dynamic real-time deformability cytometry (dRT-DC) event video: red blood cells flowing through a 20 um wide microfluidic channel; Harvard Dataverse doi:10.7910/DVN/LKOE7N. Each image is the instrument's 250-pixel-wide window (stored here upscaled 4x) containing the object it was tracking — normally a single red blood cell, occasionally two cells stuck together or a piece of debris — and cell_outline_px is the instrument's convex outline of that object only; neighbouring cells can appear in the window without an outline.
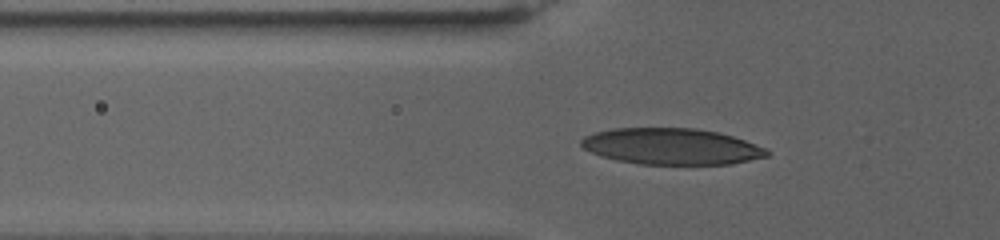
{"species": "human", "species_latin": "Homo sapiens", "temperature_condition": "warm", "stored_images_in_passage": 35, "camera_frame_rate_fps": 3000, "um_per_image_px": 0.085, "donor": {"sex": "female"}, "frame": {"image": 1, "passage_image": 9, "time_ms": 2.667, "image_size_px": [1000, 240], "cell_outline_px": [[772, 152], [768, 156], [732, 164], [640, 164], [616, 160], [600, 156], [584, 148], [580, 144], [580, 140], [584, 136], [596, 132], [612, 128], [696, 128], [716, 132], [732, 136], [744, 140], [764, 148]], "centroid_in_image_um": [57.06, 12.45], "position_along_channel_um": 68.7, "area_um2": 39.19}}
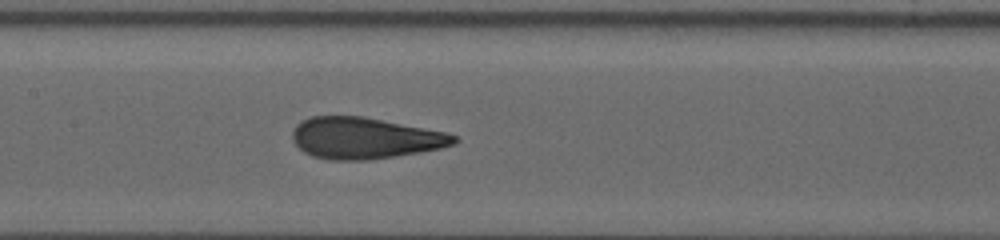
{"frame": {"image": 2, "passage_image": 19, "time_ms": 6.0, "image_size_px": [1000, 240], "cell_outline_px": [[460, 140], [452, 144], [440, 148], [420, 152], [396, 156], [368, 160], [328, 160], [312, 156], [304, 152], [292, 140], [292, 132], [296, 124], [300, 120], [312, 116], [364, 116], [448, 132], [456, 136]], "centroid_in_image_um": [31.0, 11.73], "position_along_channel_um": 176.4, "area_um2": 39.25}}
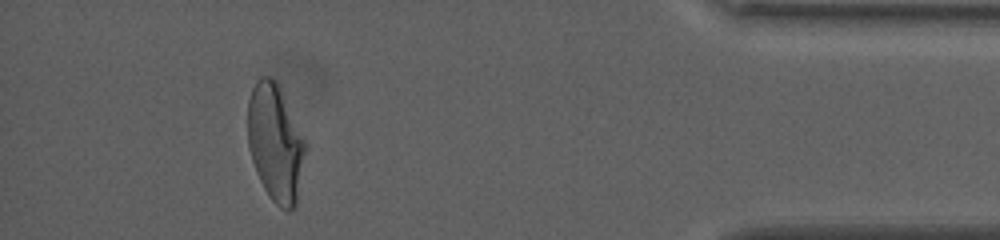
{"frame": {"image": 3, "passage_image": 34, "time_ms": 11.0, "image_size_px": [1000, 240], "cell_outline_px": [[308, 148], [296, 204], [288, 212], [280, 208], [268, 196], [256, 172], [252, 160], [248, 144], [248, 100], [252, 88], [256, 80], [260, 76], [272, 76], [280, 84], [308, 144]], "centroid_in_image_um": [23.45, 12.1], "position_along_channel_um": 411.8, "area_um2": 40.4}}